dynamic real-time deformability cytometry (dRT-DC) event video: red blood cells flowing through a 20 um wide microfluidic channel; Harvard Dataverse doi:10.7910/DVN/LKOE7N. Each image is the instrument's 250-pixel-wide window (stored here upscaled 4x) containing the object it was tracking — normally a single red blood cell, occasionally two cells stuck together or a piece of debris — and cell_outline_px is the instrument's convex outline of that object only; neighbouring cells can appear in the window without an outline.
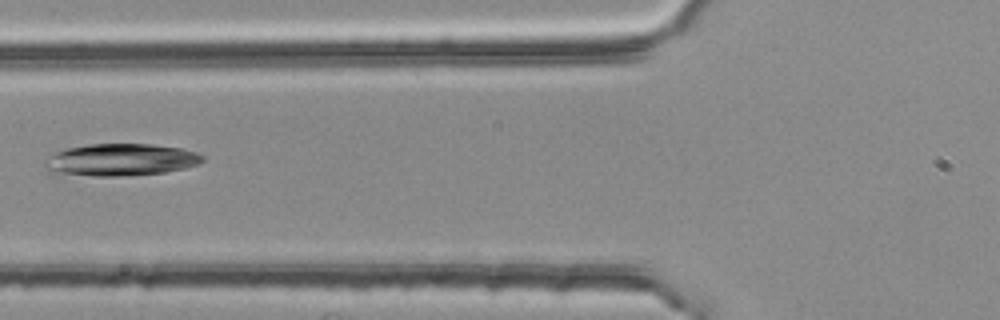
{"species": "common noctule bat (a hibernating species)", "species_latin": "Nyctalus noctula", "temperature_condition": "room temperature", "stored_images_in_passage": 6, "camera_frame_rate_fps": 3000, "um_per_image_px": 0.085, "animal": {"sex": "female", "body_mass_g": 25.1}, "frame": {"image": 1, "passage_image": 6, "time_ms": 1.667, "image_size_px": [1000, 320], "cell_outline_px": [[204, 160], [196, 164], [184, 168], [164, 172], [124, 176], [96, 176], [48, 172], [44, 168], [44, 160], [56, 152], [68, 148], [88, 144], [152, 144], [180, 148], [196, 152], [204, 156]], "centroid_in_image_um": [10.23, 13.58], "position_along_channel_um": 115.6, "area_um2": 29.48}}